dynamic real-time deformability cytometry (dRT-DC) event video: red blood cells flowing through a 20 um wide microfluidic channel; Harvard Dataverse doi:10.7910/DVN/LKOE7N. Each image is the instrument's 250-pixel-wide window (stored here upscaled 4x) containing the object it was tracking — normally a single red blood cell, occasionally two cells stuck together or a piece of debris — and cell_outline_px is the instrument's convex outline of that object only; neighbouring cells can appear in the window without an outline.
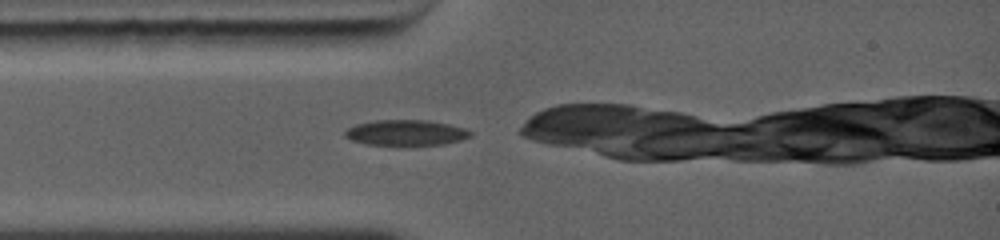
{"species": "common noctule bat (a hibernating species)", "species_latin": "Nyctalus noctula", "temperature_condition": "warm", "stored_images_in_passage": 50, "camera_frame_rate_fps": 5000, "um_per_image_px": 0.085, "animal": {"sex": "female", "body_mass_g": 19.0, "forearm_length_mm": 56.7}, "frame": {"image": 1, "passage_image": 1, "time_ms": 0.0, "image_size_px": [1000, 240], "cell_outline_px": [[472, 136], [460, 140], [444, 144], [404, 148], [364, 144], [352, 140], [344, 136], [344, 132], [348, 128], [356, 124], [376, 120], [428, 120], [468, 128], [472, 132]], "centroid_in_image_um": [34.52, 11.33], "position_along_channel_um": 50.5, "area_um2": 19.71}}
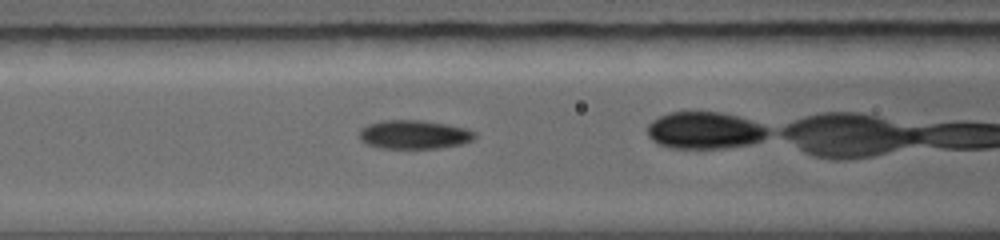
{"frame": {"image": 2, "passage_image": 10, "time_ms": 1.8, "image_size_px": [1000, 240], "cell_outline_px": [[476, 136], [472, 140], [464, 144], [440, 148], [380, 148], [368, 144], [360, 140], [360, 128], [368, 124], [380, 120], [420, 120], [444, 124], [464, 128], [476, 132]], "centroid_in_image_um": [35.19, 11.44], "position_along_channel_um": 131.4, "area_um2": 19.36}}
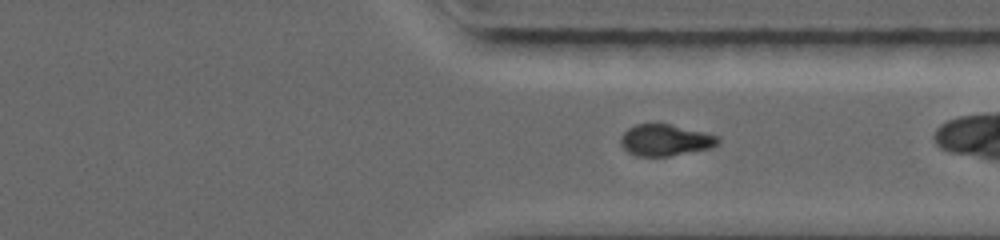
{"frame": {"image": 3, "passage_image": 35, "time_ms": 6.8, "image_size_px": [1000, 240], "cell_outline_px": [[720, 144], [712, 148], [668, 156], [636, 156], [628, 152], [620, 144], [620, 136], [628, 128], [636, 124], [672, 124], [720, 136]], "centroid_in_image_um": [56.57, 11.91], "position_along_channel_um": 354.8, "area_um2": 18.03}, "authors_computed_cell_mechanics": {"area_um2": 19.1896, "velocity_mm_per_s": 4.4643, "shape_relaxation_time_tau1_ms": 4.043, "shape_relaxation_time_tau2_ms": 5.2925, "deformation_change_tau1": 0.1249, "deformation_change_tau2": 0.0888}}